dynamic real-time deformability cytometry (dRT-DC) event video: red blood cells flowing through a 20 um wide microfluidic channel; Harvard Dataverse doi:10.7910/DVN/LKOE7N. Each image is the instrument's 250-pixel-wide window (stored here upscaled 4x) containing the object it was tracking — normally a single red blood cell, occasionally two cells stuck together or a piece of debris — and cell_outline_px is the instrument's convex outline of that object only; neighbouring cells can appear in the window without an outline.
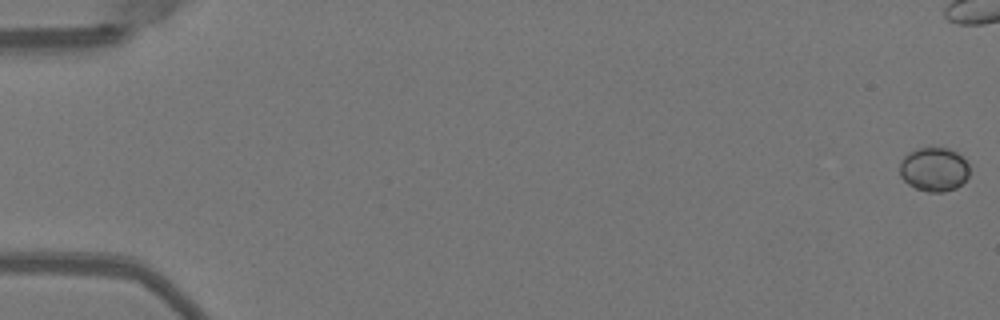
{"species": "Egyptian fruit bat (a non-hibernating species)", "species_latin": "Rousettus aegyptiacus", "temperature_condition": "warm", "stored_images_in_passage": 51, "camera_frame_rate_fps": 3000, "um_per_image_px": 0.085, "animal": {"sex": "female"}, "frame": {"image": 1, "passage_image": 1, "time_ms": 0.0, "image_size_px": [1000, 320], "cell_outline_px": [[968, 176], [956, 188], [944, 192], [928, 192], [916, 188], [908, 184], [900, 176], [900, 164], [904, 156], [908, 152], [916, 148], [948, 148], [956, 152], [968, 164]], "centroid_in_image_um": [79.36, 14.4], "position_along_channel_um": 5.6, "area_um2": 17.74}}
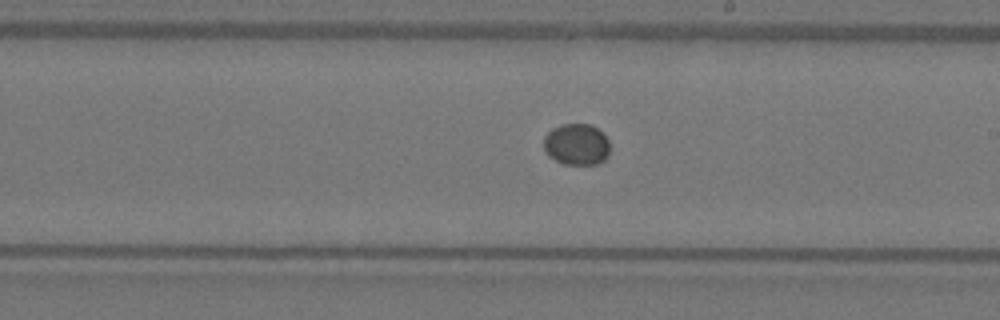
{"frame": {"image": 2, "passage_image": 31, "time_ms": 10.0, "image_size_px": [1000, 320], "cell_outline_px": [[608, 156], [604, 160], [596, 164], [564, 164], [548, 156], [544, 148], [544, 136], [552, 128], [560, 124], [588, 124], [596, 128], [608, 140]], "centroid_in_image_um": [48.98, 12.27], "position_along_channel_um": 240.0, "area_um2": 15.84}}
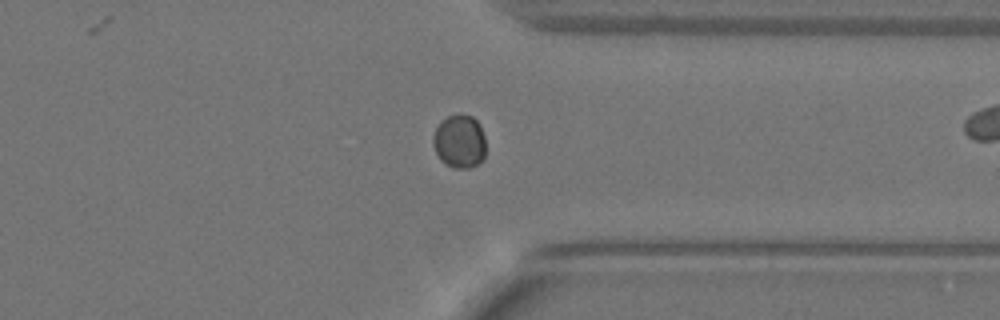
{"frame": {"image": 3, "passage_image": 41, "time_ms": 13.333, "image_size_px": [1000, 320], "cell_outline_px": [[484, 160], [480, 164], [468, 168], [452, 168], [444, 164], [440, 160], [432, 144], [432, 136], [440, 120], [448, 116], [460, 112], [472, 116], [480, 124], [484, 136]], "centroid_in_image_um": [39.04, 12.01], "position_along_channel_um": 372.4, "area_um2": 16.88}}